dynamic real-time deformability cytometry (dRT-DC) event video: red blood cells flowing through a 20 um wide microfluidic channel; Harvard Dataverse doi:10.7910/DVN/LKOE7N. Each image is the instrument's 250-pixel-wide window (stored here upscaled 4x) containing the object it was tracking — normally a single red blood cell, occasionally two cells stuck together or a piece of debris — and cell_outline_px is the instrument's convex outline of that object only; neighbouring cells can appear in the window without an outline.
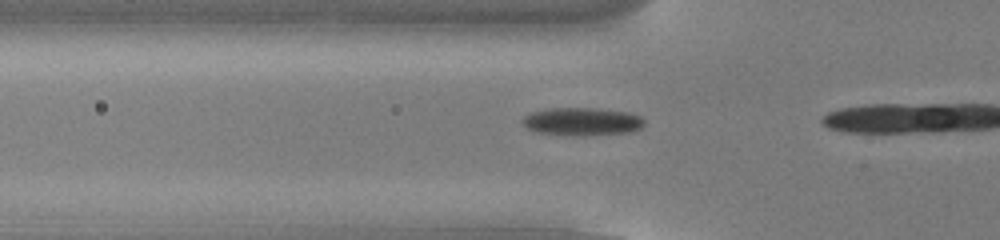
{"species": "common noctule bat (a hibernating species)", "species_latin": "Nyctalus noctula", "temperature_condition": "cold", "stored_images_in_passage": 19, "camera_frame_rate_fps": 3000, "um_per_image_px": 0.085, "animal": {"sex": "male", "body_mass_g": 13.0, "forearm_length_mm": 53.1}, "frame": {"image": 1, "passage_image": 14, "time_ms": 4.333, "image_size_px": [1000, 240], "cell_outline_px": [[644, 124], [640, 128], [632, 132], [584, 136], [536, 132], [528, 128], [520, 120], [524, 116], [532, 112], [552, 108], [592, 108], [628, 112], [640, 116], [644, 120]], "centroid_in_image_um": [49.49, 10.33], "position_along_channel_um": 76.3, "area_um2": 19.77}}